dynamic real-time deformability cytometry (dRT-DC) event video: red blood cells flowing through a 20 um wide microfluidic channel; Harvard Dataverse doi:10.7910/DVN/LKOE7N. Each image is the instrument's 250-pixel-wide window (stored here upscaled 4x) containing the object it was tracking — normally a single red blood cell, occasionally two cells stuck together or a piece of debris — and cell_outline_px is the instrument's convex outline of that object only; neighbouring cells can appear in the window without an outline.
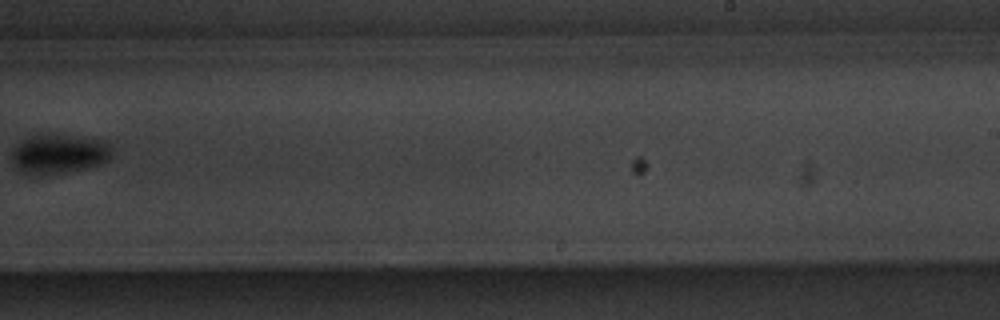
{"species": "common noctule bat (a hibernating species)", "species_latin": "Nyctalus noctula", "temperature_condition": "warm", "stored_images_in_passage": 11, "camera_frame_rate_fps": 3000, "um_per_image_px": 0.085, "animal": {"sex": "male", "body_mass_g": 20.1, "forearm_length_mm": 53.5}, "frame": {"image": 1, "passage_image": 10, "time_ms": 11.667, "image_size_px": [1000, 320], "cell_outline_px": [[112, 156], [108, 160], [100, 164], [84, 168], [44, 176], [20, 172], [16, 168], [12, 160], [12, 152], [24, 140], [32, 136], [60, 132], [84, 136], [104, 140], [108, 144], [112, 152]], "centroid_in_image_um": [5.04, 13.06], "position_along_channel_um": 284.0, "area_um2": 23.35}}